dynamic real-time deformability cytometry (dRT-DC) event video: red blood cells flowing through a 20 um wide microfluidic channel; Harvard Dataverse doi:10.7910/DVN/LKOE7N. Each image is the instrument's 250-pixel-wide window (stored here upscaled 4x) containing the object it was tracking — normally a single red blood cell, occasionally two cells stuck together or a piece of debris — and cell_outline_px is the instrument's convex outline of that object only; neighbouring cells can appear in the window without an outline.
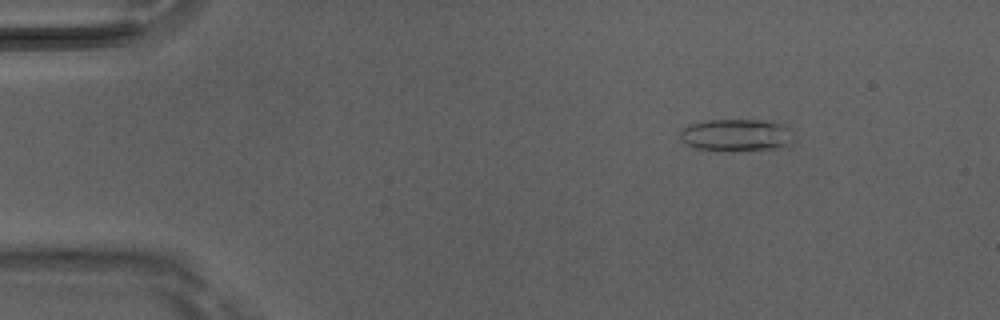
{"species": "Egyptian fruit bat (a non-hibernating species)", "species_latin": "Rousettus aegyptiacus", "temperature_condition": "room temperature", "stored_images_in_passage": 50, "camera_frame_rate_fps": 3000, "um_per_image_px": 0.085, "animal": {"sex": "male"}, "frame": {"image": 1, "passage_image": 7, "time_ms": 2.0, "image_size_px": [1000, 320], "cell_outline_px": [[792, 140], [780, 148], [728, 152], [716, 152], [696, 148], [684, 144], [680, 140], [680, 132], [688, 124], [708, 120], [760, 120], [784, 124], [788, 128]], "centroid_in_image_um": [62.5, 11.51], "position_along_channel_um": 22.5, "area_um2": 21.68}}
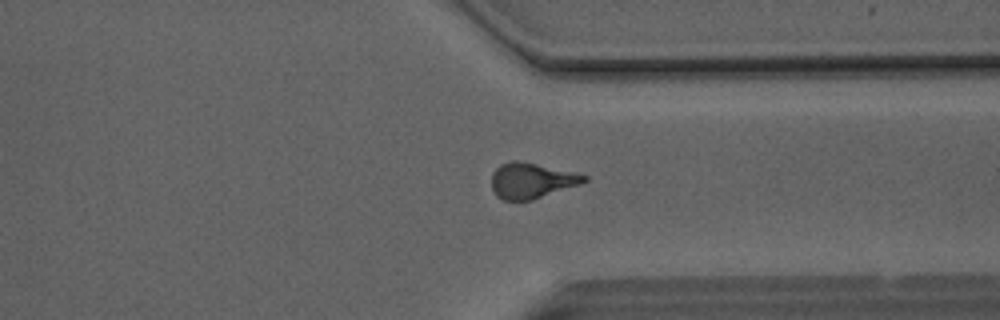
{"frame": {"image": 2, "passage_image": 38, "time_ms": 12.333, "image_size_px": [1000, 320], "cell_outline_px": [[588, 180], [580, 184], [532, 200], [504, 200], [496, 196], [492, 188], [492, 172], [500, 164], [512, 160], [520, 160], [576, 172], [588, 176]], "centroid_in_image_um": [45.18, 15.33], "position_along_channel_um": 366.2, "area_um2": 19.31}}
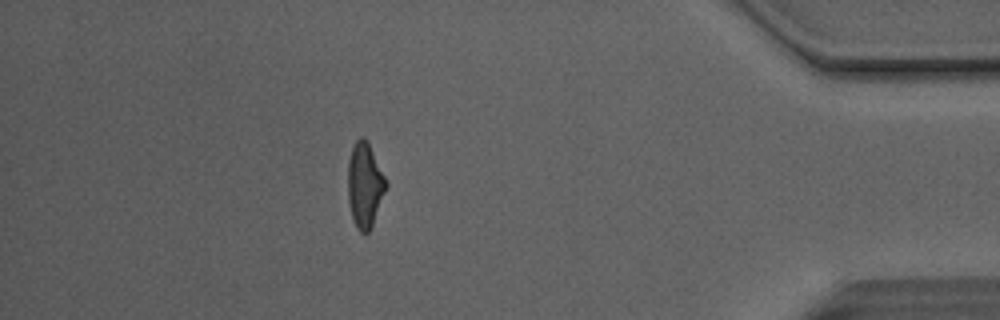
{"frame": {"image": 3, "passage_image": 44, "time_ms": 14.333, "image_size_px": [1000, 320], "cell_outline_px": [[388, 184], [372, 224], [368, 232], [360, 232], [356, 228], [352, 220], [348, 200], [348, 160], [352, 148], [356, 140], [360, 136], [364, 136]], "centroid_in_image_um": [30.98, 15.74], "position_along_channel_um": 404.2, "area_um2": 18.5}, "authors_computed_cell_mechanics": {"area_um2": 19.2185, "velocity_mm_per_s": 4.1492, "shape_relaxation_time_tau1_ms": 8.0563, "shape_relaxation_time_tau2_ms": 2.2335, "deformation_change_tau1": 0.2291, "deformation_change_tau2": 0.1161}}